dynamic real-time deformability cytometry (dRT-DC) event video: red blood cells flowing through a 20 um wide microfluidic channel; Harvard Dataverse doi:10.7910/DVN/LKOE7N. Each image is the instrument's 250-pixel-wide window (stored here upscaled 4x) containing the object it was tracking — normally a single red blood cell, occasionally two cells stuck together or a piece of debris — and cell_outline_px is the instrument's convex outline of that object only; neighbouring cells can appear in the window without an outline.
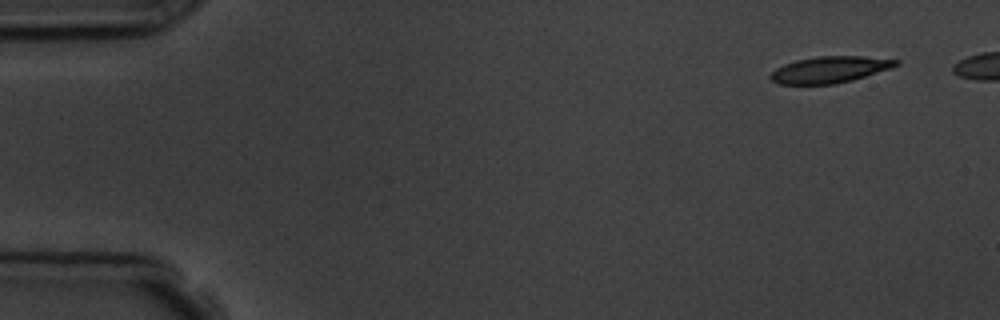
{"species": "common noctule bat (a hibernating species)", "species_latin": "Nyctalus noctula", "temperature_condition": "room temperature", "stored_images_in_passage": 13, "camera_frame_rate_fps": 3000, "um_per_image_px": 0.085, "animal": {"sex": "male", "body_mass_g": 19.5, "forearm_length_mm": 54.6}, "frame": {"image": 1, "passage_image": 1, "time_ms": 0.0, "image_size_px": [1000, 320], "cell_outline_px": [[900, 64], [892, 68], [852, 80], [836, 84], [780, 84], [772, 80], [768, 76], [776, 68], [784, 64], [796, 60], [816, 56], [864, 56], [900, 60]], "centroid_in_image_um": [70.55, 5.91], "position_along_channel_um": 14.5, "area_um2": 19.42}, "authors_computed_cell_mechanics": {"area_um2": 20.3456, "velocity_mm_per_s": 3.7682, "shape_relaxation_time_tau1_ms": 2.787, "shape_relaxation_time_tau2_ms": null, "deformation_change_tau1": 0.1166, "deformation_change_tau2": null}}